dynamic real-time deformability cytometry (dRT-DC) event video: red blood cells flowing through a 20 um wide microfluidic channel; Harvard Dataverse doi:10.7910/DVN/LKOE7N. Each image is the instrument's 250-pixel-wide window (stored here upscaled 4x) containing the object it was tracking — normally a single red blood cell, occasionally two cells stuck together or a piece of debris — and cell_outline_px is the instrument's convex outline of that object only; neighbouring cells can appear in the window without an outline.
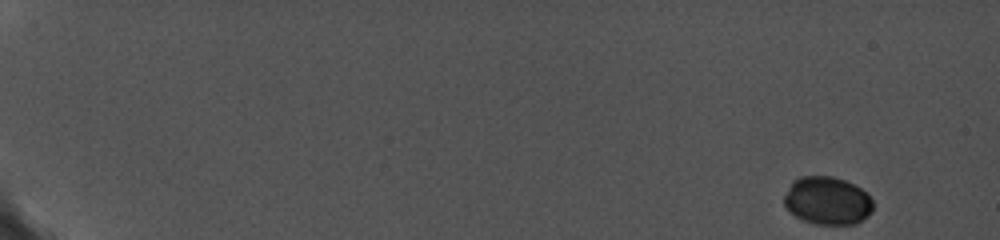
{"species": "common noctule bat (a hibernating species)", "species_latin": "Nyctalus noctula", "temperature_condition": "cold", "stored_images_in_passage": 76, "camera_frame_rate_fps": 5000, "um_per_image_px": 0.085, "animal": {"sex": "female", "body_mass_g": 19.0, "forearm_length_mm": 56.7}, "frame": {"image": 1, "passage_image": 1, "time_ms": 0.0, "image_size_px": [1000, 240], "cell_outline_px": [[872, 212], [868, 216], [856, 224], [812, 224], [796, 216], [784, 204], [784, 196], [792, 180], [800, 176], [832, 176], [844, 180], [860, 188], [872, 200]], "centroid_in_image_um": [70.32, 17.06], "position_along_channel_um": 14.7, "area_um2": 24.74}}
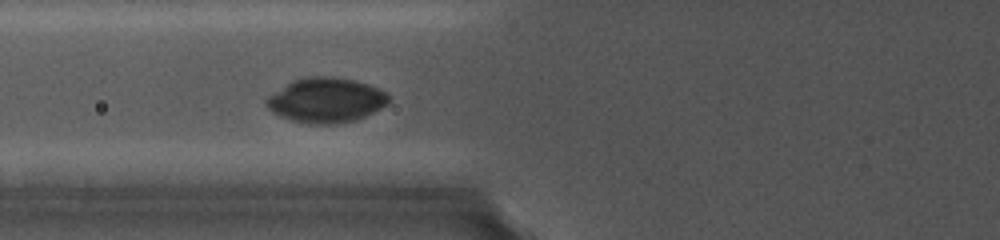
{"frame": {"image": 2, "passage_image": 37, "time_ms": 7.4, "image_size_px": [1000, 240], "cell_outline_px": [[388, 104], [356, 120], [340, 124], [308, 124], [288, 120], [272, 112], [264, 104], [264, 100], [268, 96], [292, 80], [312, 76], [320, 76], [352, 80], [368, 84], [384, 92], [388, 96]], "centroid_in_image_um": [27.65, 8.54], "position_along_channel_um": 98.1, "area_um2": 31.79}}
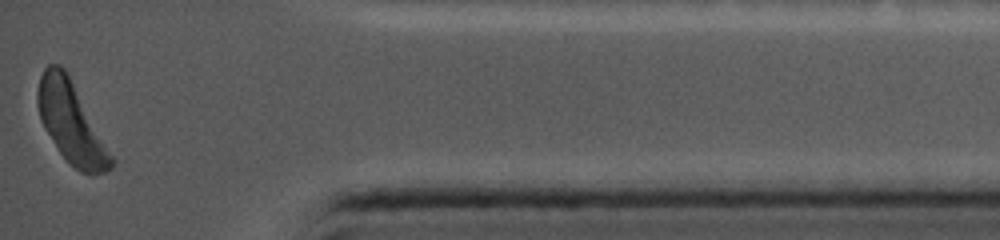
{"frame": {"image": 3, "passage_image": 76, "time_ms": 16.6, "image_size_px": [1000, 240], "cell_outline_px": [[116, 160], [112, 168], [104, 172], [80, 172], [60, 152], [44, 128], [40, 120], [36, 100], [36, 92], [40, 76], [44, 68], [48, 64], [60, 64], [64, 68]], "centroid_in_image_um": [6.03, 10.4], "position_along_channel_um": 429.2, "area_um2": 34.04}}